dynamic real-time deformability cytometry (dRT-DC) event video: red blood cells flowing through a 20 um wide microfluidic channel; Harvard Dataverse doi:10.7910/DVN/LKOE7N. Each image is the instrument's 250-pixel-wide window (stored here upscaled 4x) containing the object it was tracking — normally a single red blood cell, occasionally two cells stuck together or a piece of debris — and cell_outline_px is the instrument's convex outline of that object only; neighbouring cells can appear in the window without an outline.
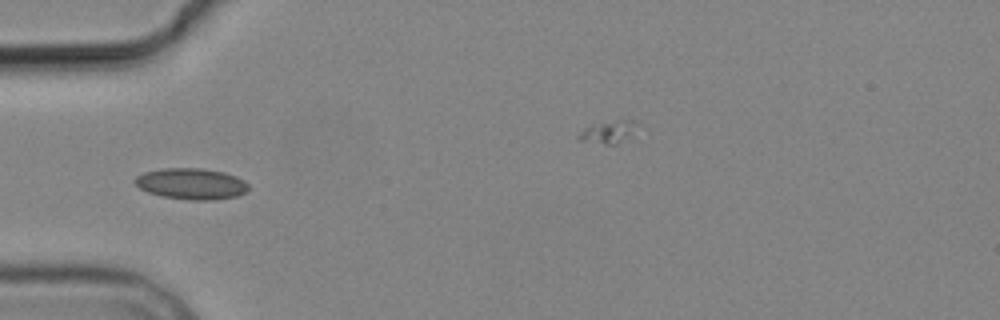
{"species": "common noctule bat (a hibernating species)", "species_latin": "Nyctalus noctula", "temperature_condition": "cold", "stored_images_in_passage": 6, "camera_frame_rate_fps": 3000, "um_per_image_px": 0.085, "animal": {"sex": "male", "body_mass_g": 19.2, "forearm_length_mm": 51.8}, "frame": {"image": 1, "passage_image": 5, "time_ms": 4.667, "image_size_px": [1000, 320], "cell_outline_px": [[248, 188], [244, 192], [236, 196], [212, 200], [188, 200], [160, 196], [148, 192], [140, 188], [132, 180], [136, 176], [144, 172], [164, 168], [200, 168], [224, 172], [236, 176], [244, 180], [248, 184]], "centroid_in_image_um": [16.24, 15.62], "position_along_channel_um": 68.8, "area_um2": 20.63}}